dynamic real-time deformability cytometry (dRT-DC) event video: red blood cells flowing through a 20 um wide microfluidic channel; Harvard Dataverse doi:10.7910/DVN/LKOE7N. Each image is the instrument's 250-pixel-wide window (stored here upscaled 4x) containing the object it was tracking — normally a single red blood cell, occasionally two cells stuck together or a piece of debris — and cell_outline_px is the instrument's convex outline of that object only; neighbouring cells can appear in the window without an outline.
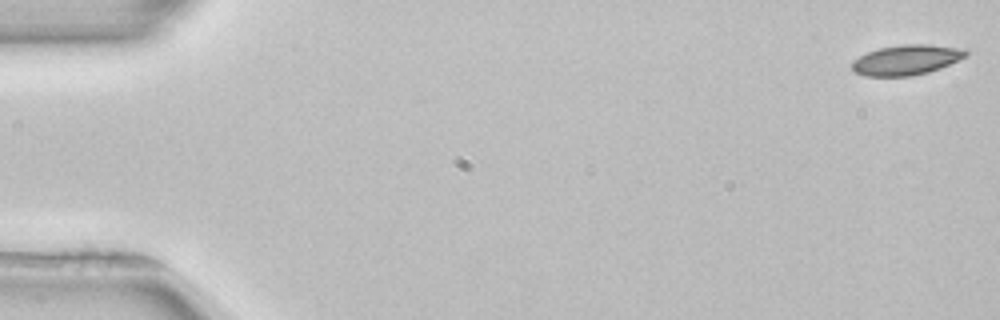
{"species": "common noctule bat (a hibernating species)", "species_latin": "Nyctalus noctula", "temperature_condition": "room temperature", "stored_images_in_passage": 52, "camera_frame_rate_fps": 3000, "um_per_image_px": 0.085, "animal": {"sex": "female", "body_mass_g": 22.7, "forearm_length_mm": 54.2}, "frame": {"image": 1, "passage_image": 1, "time_ms": 0.0, "image_size_px": [1000, 320], "cell_outline_px": [[968, 56], [940, 68], [928, 72], [912, 76], [864, 76], [856, 72], [852, 68], [852, 60], [868, 52], [880, 48], [900, 44], [928, 44], [964, 48], [968, 52]], "centroid_in_image_um": [77.07, 5.08], "position_along_channel_um": 7.9, "area_um2": 20.06}}
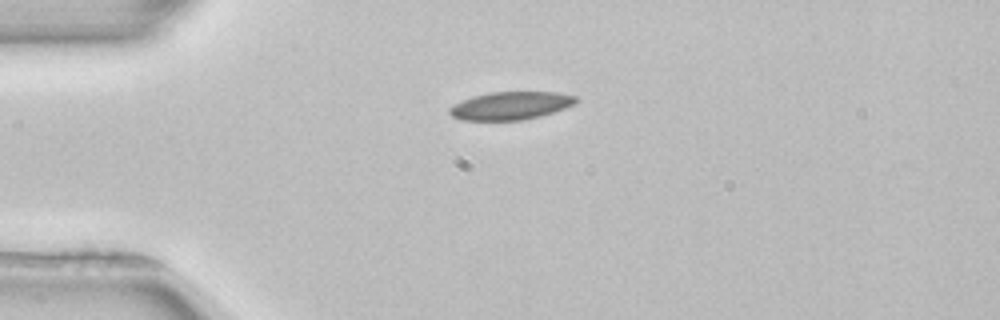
{"frame": {"image": 2, "passage_image": 13, "time_ms": 4.0, "image_size_px": [1000, 320], "cell_outline_px": [[580, 100], [564, 108], [540, 116], [524, 120], [460, 120], [452, 116], [448, 112], [448, 108], [452, 104], [472, 96], [488, 92], [556, 92], [576, 96]], "centroid_in_image_um": [43.36, 8.98], "position_along_channel_um": 41.6, "area_um2": 20.69}}
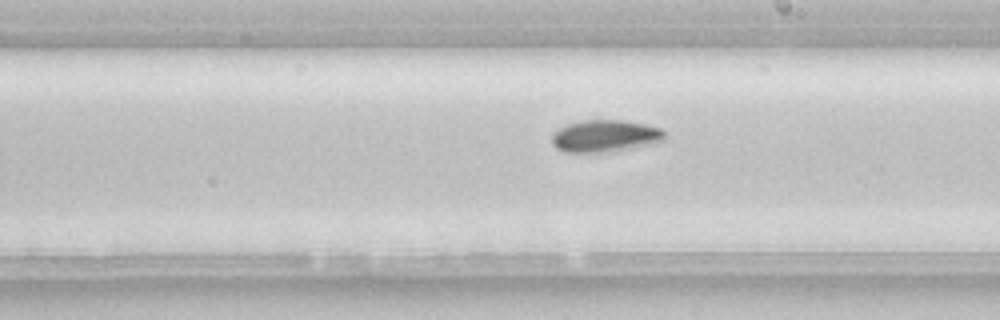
{"frame": {"image": 3, "passage_image": 30, "time_ms": 9.667, "image_size_px": [1000, 320], "cell_outline_px": [[664, 140], [652, 144], [616, 152], [564, 152], [556, 148], [552, 144], [552, 132], [568, 124], [580, 120], [620, 120], [644, 124], [660, 128], [664, 132]], "centroid_in_image_um": [51.41, 11.57], "position_along_channel_um": 237.6, "area_um2": 21.27}, "authors_computed_cell_mechanics": {"area_um2": 20.519, "velocity_mm_per_s": 3.9264, "shape_relaxation_time_tau1_ms": 4.2579, "shape_relaxation_time_tau2_ms": null, "deformation_change_tau1": 0.12, "deformation_change_tau2": null}}